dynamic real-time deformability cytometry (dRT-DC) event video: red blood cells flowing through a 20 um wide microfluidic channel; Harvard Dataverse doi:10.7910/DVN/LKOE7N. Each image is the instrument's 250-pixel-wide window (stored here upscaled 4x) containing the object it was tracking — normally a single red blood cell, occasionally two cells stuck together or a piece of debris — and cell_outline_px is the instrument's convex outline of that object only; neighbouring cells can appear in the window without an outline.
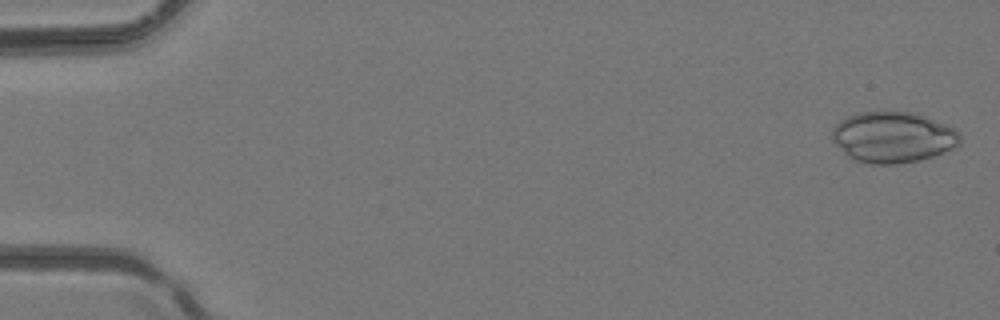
{"species": "common noctule bat (a hibernating species)", "species_latin": "Nyctalus noctula", "temperature_condition": "room temperature", "stored_images_in_passage": 46, "camera_frame_rate_fps": 3000, "um_per_image_px": 0.085, "animal": {"sex": "female", "body_mass_g": 24.6, "forearm_length_mm": 56.2}, "frame": {"image": 1, "passage_image": 1, "time_ms": 0.0, "image_size_px": [1000, 320], "cell_outline_px": [[960, 144], [944, 152], [920, 160], [896, 164], [872, 164], [852, 160], [832, 140], [832, 128], [840, 120], [856, 112], [912, 112], [924, 116], [956, 128], [960, 132]], "centroid_in_image_um": [75.9, 11.66], "position_along_channel_um": 9.1, "area_um2": 38.03}}
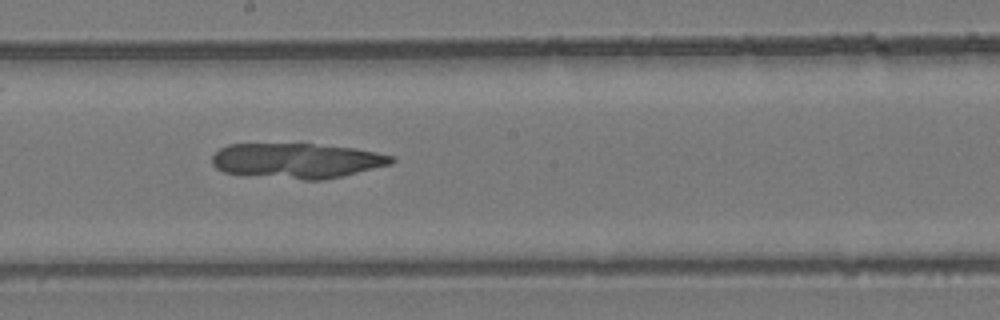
{"frame": {"image": 2, "passage_image": 26, "time_ms": 8.333, "image_size_px": [1000, 320], "cell_outline_px": [[396, 160], [392, 164], [344, 176], [324, 180], [304, 180], [244, 176], [224, 172], [216, 168], [212, 164], [212, 156], [220, 148], [228, 144], [312, 144], [356, 148], [396, 156]], "centroid_in_image_um": [25.25, 13.68], "position_along_channel_um": 223.0, "area_um2": 37.34}}
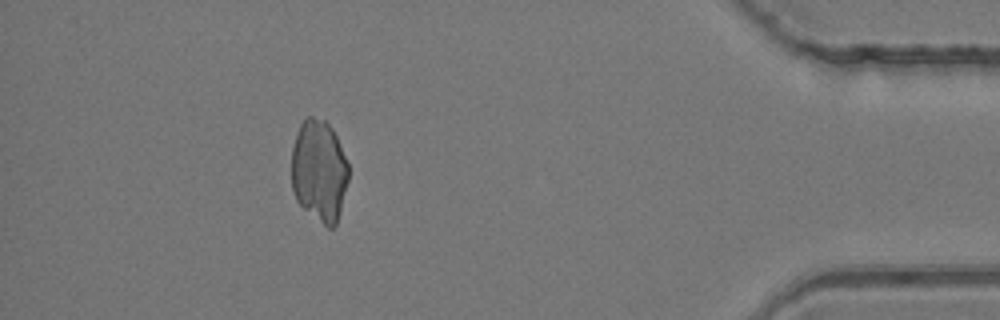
{"frame": {"image": 3, "passage_image": 42, "time_ms": 13.667, "image_size_px": [1000, 320], "cell_outline_px": [[348, 180], [340, 212], [336, 224], [332, 228], [328, 228], [304, 208], [296, 200], [292, 188], [292, 148], [296, 132], [300, 124], [308, 116], [312, 116], [324, 120], [332, 128], [336, 136], [348, 164]], "centroid_in_image_um": [27.12, 14.5], "position_along_channel_um": 408.1, "area_um2": 33.7}}